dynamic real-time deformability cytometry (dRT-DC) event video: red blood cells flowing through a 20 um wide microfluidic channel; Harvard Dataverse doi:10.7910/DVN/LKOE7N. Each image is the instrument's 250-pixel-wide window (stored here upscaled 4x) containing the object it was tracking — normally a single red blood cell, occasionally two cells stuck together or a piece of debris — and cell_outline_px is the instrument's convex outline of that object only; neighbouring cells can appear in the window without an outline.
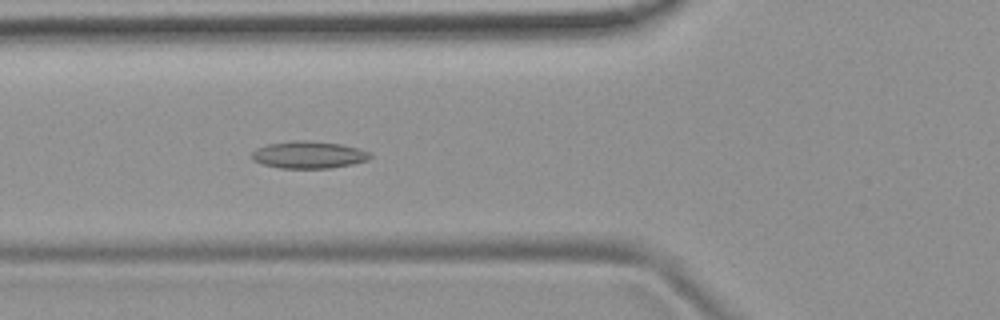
{"species": "common noctule bat (a hibernating species)", "species_latin": "Nyctalus noctula", "temperature_condition": "room temperature", "stored_images_in_passage": 42, "camera_frame_rate_fps": 3000, "um_per_image_px": 0.085, "animal": {"sex": "female", "body_mass_g": 19.9}, "frame": {"image": 1, "passage_image": 9, "time_ms": 2.667, "image_size_px": [1000, 320], "cell_outline_px": [[372, 156], [368, 160], [352, 164], [328, 168], [280, 168], [264, 164], [252, 160], [252, 152], [256, 148], [268, 144], [292, 140], [312, 140], [340, 144], [372, 152]], "centroid_in_image_um": [26.24, 13.15], "position_along_channel_um": 99.6, "area_um2": 18.79}}
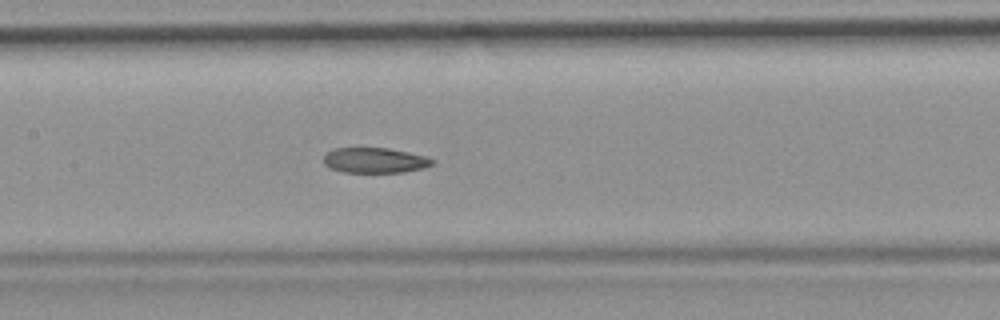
{"frame": {"image": 2, "passage_image": 15, "time_ms": 4.667, "image_size_px": [1000, 320], "cell_outline_px": [[436, 160], [432, 164], [424, 168], [404, 172], [344, 172], [328, 168], [324, 164], [324, 156], [328, 152], [336, 148], [388, 148], [408, 152], [424, 156]], "centroid_in_image_um": [31.86, 13.63], "position_along_channel_um": 175.5, "area_um2": 15.95}}
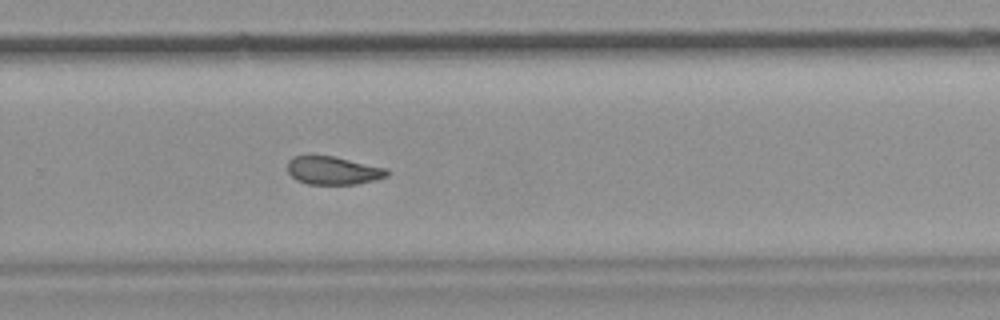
{"frame": {"image": 3, "passage_image": 25, "time_ms": 8.0, "image_size_px": [1000, 320], "cell_outline_px": [[388, 176], [376, 180], [356, 184], [308, 184], [296, 180], [288, 172], [288, 160], [292, 156], [332, 156], [388, 168]], "centroid_in_image_um": [28.33, 14.5], "position_along_channel_um": 301.5, "area_um2": 16.3}, "authors_computed_cell_mechanics": {"area_um2": 17.4267, "velocity_mm_per_s": 3.7969, "shape_relaxation_time_tau1_ms": null, "shape_relaxation_time_tau2_ms": 4.972, "deformation_change_tau1": null, "deformation_change_tau2": 0.1179}}